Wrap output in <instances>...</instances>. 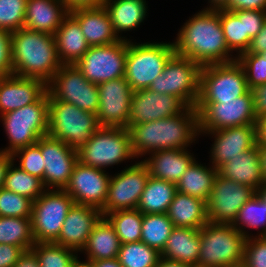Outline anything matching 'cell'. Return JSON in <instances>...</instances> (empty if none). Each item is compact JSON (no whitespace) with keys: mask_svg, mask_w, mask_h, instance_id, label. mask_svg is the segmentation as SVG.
Masks as SVG:
<instances>
[{"mask_svg":"<svg viewBox=\"0 0 266 267\" xmlns=\"http://www.w3.org/2000/svg\"><path fill=\"white\" fill-rule=\"evenodd\" d=\"M173 44L176 54L201 66L229 63L237 58L226 44L220 9H203L194 14L182 25Z\"/></svg>","mask_w":266,"mask_h":267,"instance_id":"1","label":"cell"},{"mask_svg":"<svg viewBox=\"0 0 266 267\" xmlns=\"http://www.w3.org/2000/svg\"><path fill=\"white\" fill-rule=\"evenodd\" d=\"M132 151L136 158L159 150L187 149L199 137L198 112L187 107L182 113L130 125Z\"/></svg>","mask_w":266,"mask_h":267,"instance_id":"2","label":"cell"},{"mask_svg":"<svg viewBox=\"0 0 266 267\" xmlns=\"http://www.w3.org/2000/svg\"><path fill=\"white\" fill-rule=\"evenodd\" d=\"M13 75L35 78L46 84L62 66L55 37L26 28L11 32Z\"/></svg>","mask_w":266,"mask_h":267,"instance_id":"3","label":"cell"},{"mask_svg":"<svg viewBox=\"0 0 266 267\" xmlns=\"http://www.w3.org/2000/svg\"><path fill=\"white\" fill-rule=\"evenodd\" d=\"M246 239L231 224L208 222L200 229L197 267H241Z\"/></svg>","mask_w":266,"mask_h":267,"instance_id":"4","label":"cell"},{"mask_svg":"<svg viewBox=\"0 0 266 267\" xmlns=\"http://www.w3.org/2000/svg\"><path fill=\"white\" fill-rule=\"evenodd\" d=\"M9 139L8 147L0 152L14 154L36 143L48 133L49 95L46 92L37 102L0 115Z\"/></svg>","mask_w":266,"mask_h":267,"instance_id":"5","label":"cell"},{"mask_svg":"<svg viewBox=\"0 0 266 267\" xmlns=\"http://www.w3.org/2000/svg\"><path fill=\"white\" fill-rule=\"evenodd\" d=\"M100 127L95 113L64 101L49 100L47 135L61 140L70 148L78 151Z\"/></svg>","mask_w":266,"mask_h":267,"instance_id":"6","label":"cell"},{"mask_svg":"<svg viewBox=\"0 0 266 267\" xmlns=\"http://www.w3.org/2000/svg\"><path fill=\"white\" fill-rule=\"evenodd\" d=\"M77 154L83 165L104 170L136 158L132 151L131 134L123 127L101 126Z\"/></svg>","mask_w":266,"mask_h":267,"instance_id":"7","label":"cell"},{"mask_svg":"<svg viewBox=\"0 0 266 267\" xmlns=\"http://www.w3.org/2000/svg\"><path fill=\"white\" fill-rule=\"evenodd\" d=\"M175 54L173 42L134 43L128 40L125 79L133 91L148 89Z\"/></svg>","mask_w":266,"mask_h":267,"instance_id":"8","label":"cell"},{"mask_svg":"<svg viewBox=\"0 0 266 267\" xmlns=\"http://www.w3.org/2000/svg\"><path fill=\"white\" fill-rule=\"evenodd\" d=\"M249 90L245 72L237 60L204 65L200 72V92L196 111L199 112L207 103L235 100Z\"/></svg>","mask_w":266,"mask_h":267,"instance_id":"9","label":"cell"},{"mask_svg":"<svg viewBox=\"0 0 266 267\" xmlns=\"http://www.w3.org/2000/svg\"><path fill=\"white\" fill-rule=\"evenodd\" d=\"M201 68L197 62L175 53L148 89L158 94L176 96L188 107H196L200 92Z\"/></svg>","mask_w":266,"mask_h":267,"instance_id":"10","label":"cell"},{"mask_svg":"<svg viewBox=\"0 0 266 267\" xmlns=\"http://www.w3.org/2000/svg\"><path fill=\"white\" fill-rule=\"evenodd\" d=\"M74 204L64 189H46L32 204L31 225L35 243L55 242Z\"/></svg>","mask_w":266,"mask_h":267,"instance_id":"11","label":"cell"},{"mask_svg":"<svg viewBox=\"0 0 266 267\" xmlns=\"http://www.w3.org/2000/svg\"><path fill=\"white\" fill-rule=\"evenodd\" d=\"M49 100H60L90 113H97V84L89 82L76 65H62L47 83Z\"/></svg>","mask_w":266,"mask_h":267,"instance_id":"12","label":"cell"},{"mask_svg":"<svg viewBox=\"0 0 266 267\" xmlns=\"http://www.w3.org/2000/svg\"><path fill=\"white\" fill-rule=\"evenodd\" d=\"M128 41L92 46L74 64L93 84L125 77Z\"/></svg>","mask_w":266,"mask_h":267,"instance_id":"13","label":"cell"},{"mask_svg":"<svg viewBox=\"0 0 266 267\" xmlns=\"http://www.w3.org/2000/svg\"><path fill=\"white\" fill-rule=\"evenodd\" d=\"M252 90L222 103H207L198 112L199 132L216 131L222 128L256 124Z\"/></svg>","mask_w":266,"mask_h":267,"instance_id":"14","label":"cell"},{"mask_svg":"<svg viewBox=\"0 0 266 267\" xmlns=\"http://www.w3.org/2000/svg\"><path fill=\"white\" fill-rule=\"evenodd\" d=\"M150 174L141 161L111 176L102 216L117 210L136 209Z\"/></svg>","mask_w":266,"mask_h":267,"instance_id":"15","label":"cell"},{"mask_svg":"<svg viewBox=\"0 0 266 267\" xmlns=\"http://www.w3.org/2000/svg\"><path fill=\"white\" fill-rule=\"evenodd\" d=\"M256 194V190L217 174L206 203L209 223L232 224L240 208Z\"/></svg>","mask_w":266,"mask_h":267,"instance_id":"16","label":"cell"},{"mask_svg":"<svg viewBox=\"0 0 266 267\" xmlns=\"http://www.w3.org/2000/svg\"><path fill=\"white\" fill-rule=\"evenodd\" d=\"M99 108L96 113L100 126L128 128L133 90L125 77L100 83Z\"/></svg>","mask_w":266,"mask_h":267,"instance_id":"17","label":"cell"},{"mask_svg":"<svg viewBox=\"0 0 266 267\" xmlns=\"http://www.w3.org/2000/svg\"><path fill=\"white\" fill-rule=\"evenodd\" d=\"M40 150L45 165L42 179L45 188L65 189L78 162L77 151L48 135L40 137Z\"/></svg>","mask_w":266,"mask_h":267,"instance_id":"18","label":"cell"},{"mask_svg":"<svg viewBox=\"0 0 266 267\" xmlns=\"http://www.w3.org/2000/svg\"><path fill=\"white\" fill-rule=\"evenodd\" d=\"M105 172L104 169L86 166L78 161L64 190L75 204L89 205L101 210L107 198L111 177Z\"/></svg>","mask_w":266,"mask_h":267,"instance_id":"19","label":"cell"},{"mask_svg":"<svg viewBox=\"0 0 266 267\" xmlns=\"http://www.w3.org/2000/svg\"><path fill=\"white\" fill-rule=\"evenodd\" d=\"M187 107L173 95L158 94L149 89L133 91L128 127L178 115Z\"/></svg>","mask_w":266,"mask_h":267,"instance_id":"20","label":"cell"},{"mask_svg":"<svg viewBox=\"0 0 266 267\" xmlns=\"http://www.w3.org/2000/svg\"><path fill=\"white\" fill-rule=\"evenodd\" d=\"M213 135L210 162L218 169L226 161L253 148L257 144L256 124L222 128L216 131L199 132V135Z\"/></svg>","mask_w":266,"mask_h":267,"instance_id":"21","label":"cell"},{"mask_svg":"<svg viewBox=\"0 0 266 267\" xmlns=\"http://www.w3.org/2000/svg\"><path fill=\"white\" fill-rule=\"evenodd\" d=\"M101 217L100 209L74 203L68 211L55 243L80 252Z\"/></svg>","mask_w":266,"mask_h":267,"instance_id":"22","label":"cell"},{"mask_svg":"<svg viewBox=\"0 0 266 267\" xmlns=\"http://www.w3.org/2000/svg\"><path fill=\"white\" fill-rule=\"evenodd\" d=\"M46 92L47 84L40 79L0 77V115L37 102Z\"/></svg>","mask_w":266,"mask_h":267,"instance_id":"23","label":"cell"},{"mask_svg":"<svg viewBox=\"0 0 266 267\" xmlns=\"http://www.w3.org/2000/svg\"><path fill=\"white\" fill-rule=\"evenodd\" d=\"M69 14L79 23L90 47L108 45L121 40L114 31L104 5L75 9Z\"/></svg>","mask_w":266,"mask_h":267,"instance_id":"24","label":"cell"},{"mask_svg":"<svg viewBox=\"0 0 266 267\" xmlns=\"http://www.w3.org/2000/svg\"><path fill=\"white\" fill-rule=\"evenodd\" d=\"M142 162L148 168L149 174L155 179L177 184L189 165L196 159L188 149L159 150Z\"/></svg>","mask_w":266,"mask_h":267,"instance_id":"25","label":"cell"},{"mask_svg":"<svg viewBox=\"0 0 266 267\" xmlns=\"http://www.w3.org/2000/svg\"><path fill=\"white\" fill-rule=\"evenodd\" d=\"M68 14L62 0H27L24 28L54 36Z\"/></svg>","mask_w":266,"mask_h":267,"instance_id":"26","label":"cell"},{"mask_svg":"<svg viewBox=\"0 0 266 267\" xmlns=\"http://www.w3.org/2000/svg\"><path fill=\"white\" fill-rule=\"evenodd\" d=\"M218 174L226 179L257 190L264 184L257 144L234 159L222 164L218 168Z\"/></svg>","mask_w":266,"mask_h":267,"instance_id":"27","label":"cell"},{"mask_svg":"<svg viewBox=\"0 0 266 267\" xmlns=\"http://www.w3.org/2000/svg\"><path fill=\"white\" fill-rule=\"evenodd\" d=\"M58 59L62 65H74L89 49L79 23L68 14L54 34Z\"/></svg>","mask_w":266,"mask_h":267,"instance_id":"28","label":"cell"},{"mask_svg":"<svg viewBox=\"0 0 266 267\" xmlns=\"http://www.w3.org/2000/svg\"><path fill=\"white\" fill-rule=\"evenodd\" d=\"M200 252V229L175 227L167 239L162 258L197 267Z\"/></svg>","mask_w":266,"mask_h":267,"instance_id":"29","label":"cell"},{"mask_svg":"<svg viewBox=\"0 0 266 267\" xmlns=\"http://www.w3.org/2000/svg\"><path fill=\"white\" fill-rule=\"evenodd\" d=\"M121 242L114 227L105 216L95 224L85 246L80 252H84L89 261L117 258Z\"/></svg>","mask_w":266,"mask_h":267,"instance_id":"30","label":"cell"},{"mask_svg":"<svg viewBox=\"0 0 266 267\" xmlns=\"http://www.w3.org/2000/svg\"><path fill=\"white\" fill-rule=\"evenodd\" d=\"M166 214L175 227L201 229L209 222L206 202L179 191Z\"/></svg>","mask_w":266,"mask_h":267,"instance_id":"31","label":"cell"},{"mask_svg":"<svg viewBox=\"0 0 266 267\" xmlns=\"http://www.w3.org/2000/svg\"><path fill=\"white\" fill-rule=\"evenodd\" d=\"M104 7L111 19L118 38L127 40L119 33L138 28L147 16L146 0H105Z\"/></svg>","mask_w":266,"mask_h":267,"instance_id":"32","label":"cell"},{"mask_svg":"<svg viewBox=\"0 0 266 267\" xmlns=\"http://www.w3.org/2000/svg\"><path fill=\"white\" fill-rule=\"evenodd\" d=\"M217 174L214 166L207 167L195 159L176 184L177 191L207 203Z\"/></svg>","mask_w":266,"mask_h":267,"instance_id":"33","label":"cell"},{"mask_svg":"<svg viewBox=\"0 0 266 267\" xmlns=\"http://www.w3.org/2000/svg\"><path fill=\"white\" fill-rule=\"evenodd\" d=\"M176 192V184L149 176L137 209L143 214L167 213Z\"/></svg>","mask_w":266,"mask_h":267,"instance_id":"34","label":"cell"},{"mask_svg":"<svg viewBox=\"0 0 266 267\" xmlns=\"http://www.w3.org/2000/svg\"><path fill=\"white\" fill-rule=\"evenodd\" d=\"M174 228L166 213L143 214L141 241L161 253Z\"/></svg>","mask_w":266,"mask_h":267,"instance_id":"35","label":"cell"},{"mask_svg":"<svg viewBox=\"0 0 266 267\" xmlns=\"http://www.w3.org/2000/svg\"><path fill=\"white\" fill-rule=\"evenodd\" d=\"M17 245L24 251L31 250L35 244L31 217L0 216V244Z\"/></svg>","mask_w":266,"mask_h":267,"instance_id":"36","label":"cell"},{"mask_svg":"<svg viewBox=\"0 0 266 267\" xmlns=\"http://www.w3.org/2000/svg\"><path fill=\"white\" fill-rule=\"evenodd\" d=\"M231 225L246 238L251 237L246 228L262 229L256 236H266V203L255 194L240 208Z\"/></svg>","mask_w":266,"mask_h":267,"instance_id":"37","label":"cell"},{"mask_svg":"<svg viewBox=\"0 0 266 267\" xmlns=\"http://www.w3.org/2000/svg\"><path fill=\"white\" fill-rule=\"evenodd\" d=\"M220 22L229 50L241 55L248 49V34H245L244 10L220 9Z\"/></svg>","mask_w":266,"mask_h":267,"instance_id":"38","label":"cell"},{"mask_svg":"<svg viewBox=\"0 0 266 267\" xmlns=\"http://www.w3.org/2000/svg\"><path fill=\"white\" fill-rule=\"evenodd\" d=\"M105 217L114 227L121 244L141 241L143 213L137 208L117 210Z\"/></svg>","mask_w":266,"mask_h":267,"instance_id":"39","label":"cell"},{"mask_svg":"<svg viewBox=\"0 0 266 267\" xmlns=\"http://www.w3.org/2000/svg\"><path fill=\"white\" fill-rule=\"evenodd\" d=\"M31 251L40 267H75L80 262L77 251L55 242L35 243Z\"/></svg>","mask_w":266,"mask_h":267,"instance_id":"40","label":"cell"},{"mask_svg":"<svg viewBox=\"0 0 266 267\" xmlns=\"http://www.w3.org/2000/svg\"><path fill=\"white\" fill-rule=\"evenodd\" d=\"M13 161L6 173L4 188L25 196L33 202L46 190L42 179L14 166Z\"/></svg>","mask_w":266,"mask_h":267,"instance_id":"41","label":"cell"},{"mask_svg":"<svg viewBox=\"0 0 266 267\" xmlns=\"http://www.w3.org/2000/svg\"><path fill=\"white\" fill-rule=\"evenodd\" d=\"M161 254L142 241L121 244L118 260L122 267H156Z\"/></svg>","mask_w":266,"mask_h":267,"instance_id":"42","label":"cell"},{"mask_svg":"<svg viewBox=\"0 0 266 267\" xmlns=\"http://www.w3.org/2000/svg\"><path fill=\"white\" fill-rule=\"evenodd\" d=\"M33 201L25 196L0 188V216L31 217Z\"/></svg>","mask_w":266,"mask_h":267,"instance_id":"43","label":"cell"},{"mask_svg":"<svg viewBox=\"0 0 266 267\" xmlns=\"http://www.w3.org/2000/svg\"><path fill=\"white\" fill-rule=\"evenodd\" d=\"M27 0H0V29L14 32L24 28Z\"/></svg>","mask_w":266,"mask_h":267,"instance_id":"44","label":"cell"},{"mask_svg":"<svg viewBox=\"0 0 266 267\" xmlns=\"http://www.w3.org/2000/svg\"><path fill=\"white\" fill-rule=\"evenodd\" d=\"M237 62L245 72L248 88L266 84V60L259 53L244 52L238 55Z\"/></svg>","mask_w":266,"mask_h":267,"instance_id":"45","label":"cell"},{"mask_svg":"<svg viewBox=\"0 0 266 267\" xmlns=\"http://www.w3.org/2000/svg\"><path fill=\"white\" fill-rule=\"evenodd\" d=\"M12 156L14 160L16 157L20 159L18 165L22 170L43 179L45 165L40 150V138L36 143L17 150Z\"/></svg>","mask_w":266,"mask_h":267,"instance_id":"46","label":"cell"},{"mask_svg":"<svg viewBox=\"0 0 266 267\" xmlns=\"http://www.w3.org/2000/svg\"><path fill=\"white\" fill-rule=\"evenodd\" d=\"M241 267H266V236H251L246 239Z\"/></svg>","mask_w":266,"mask_h":267,"instance_id":"47","label":"cell"},{"mask_svg":"<svg viewBox=\"0 0 266 267\" xmlns=\"http://www.w3.org/2000/svg\"><path fill=\"white\" fill-rule=\"evenodd\" d=\"M13 75L11 33L0 29V77Z\"/></svg>","mask_w":266,"mask_h":267,"instance_id":"48","label":"cell"},{"mask_svg":"<svg viewBox=\"0 0 266 267\" xmlns=\"http://www.w3.org/2000/svg\"><path fill=\"white\" fill-rule=\"evenodd\" d=\"M266 20V11L244 10L245 34H248V48L251 39L262 29Z\"/></svg>","mask_w":266,"mask_h":267,"instance_id":"49","label":"cell"},{"mask_svg":"<svg viewBox=\"0 0 266 267\" xmlns=\"http://www.w3.org/2000/svg\"><path fill=\"white\" fill-rule=\"evenodd\" d=\"M24 250L17 245L0 244V267H13Z\"/></svg>","mask_w":266,"mask_h":267,"instance_id":"50","label":"cell"},{"mask_svg":"<svg viewBox=\"0 0 266 267\" xmlns=\"http://www.w3.org/2000/svg\"><path fill=\"white\" fill-rule=\"evenodd\" d=\"M224 9L229 11H238V10L266 11V0H229Z\"/></svg>","mask_w":266,"mask_h":267,"instance_id":"51","label":"cell"},{"mask_svg":"<svg viewBox=\"0 0 266 267\" xmlns=\"http://www.w3.org/2000/svg\"><path fill=\"white\" fill-rule=\"evenodd\" d=\"M252 94L257 119L266 117V84L256 86L252 89Z\"/></svg>","mask_w":266,"mask_h":267,"instance_id":"52","label":"cell"},{"mask_svg":"<svg viewBox=\"0 0 266 267\" xmlns=\"http://www.w3.org/2000/svg\"><path fill=\"white\" fill-rule=\"evenodd\" d=\"M266 51V20L260 32L251 39L247 53H263Z\"/></svg>","mask_w":266,"mask_h":267,"instance_id":"53","label":"cell"},{"mask_svg":"<svg viewBox=\"0 0 266 267\" xmlns=\"http://www.w3.org/2000/svg\"><path fill=\"white\" fill-rule=\"evenodd\" d=\"M66 9L70 12L79 8H90L102 6L105 0H62Z\"/></svg>","mask_w":266,"mask_h":267,"instance_id":"54","label":"cell"},{"mask_svg":"<svg viewBox=\"0 0 266 267\" xmlns=\"http://www.w3.org/2000/svg\"><path fill=\"white\" fill-rule=\"evenodd\" d=\"M13 267H40L36 255L31 251H24Z\"/></svg>","mask_w":266,"mask_h":267,"instance_id":"55","label":"cell"},{"mask_svg":"<svg viewBox=\"0 0 266 267\" xmlns=\"http://www.w3.org/2000/svg\"><path fill=\"white\" fill-rule=\"evenodd\" d=\"M14 161L11 154L0 152V188L4 186L6 173L10 164Z\"/></svg>","mask_w":266,"mask_h":267,"instance_id":"56","label":"cell"},{"mask_svg":"<svg viewBox=\"0 0 266 267\" xmlns=\"http://www.w3.org/2000/svg\"><path fill=\"white\" fill-rule=\"evenodd\" d=\"M257 145H266V117L256 122Z\"/></svg>","mask_w":266,"mask_h":267,"instance_id":"57","label":"cell"},{"mask_svg":"<svg viewBox=\"0 0 266 267\" xmlns=\"http://www.w3.org/2000/svg\"><path fill=\"white\" fill-rule=\"evenodd\" d=\"M90 267H122L118 258L89 261Z\"/></svg>","mask_w":266,"mask_h":267,"instance_id":"58","label":"cell"},{"mask_svg":"<svg viewBox=\"0 0 266 267\" xmlns=\"http://www.w3.org/2000/svg\"><path fill=\"white\" fill-rule=\"evenodd\" d=\"M259 156H260V164L261 171L264 183H266V145H257Z\"/></svg>","mask_w":266,"mask_h":267,"instance_id":"59","label":"cell"},{"mask_svg":"<svg viewBox=\"0 0 266 267\" xmlns=\"http://www.w3.org/2000/svg\"><path fill=\"white\" fill-rule=\"evenodd\" d=\"M156 267H193V266L160 257Z\"/></svg>","mask_w":266,"mask_h":267,"instance_id":"60","label":"cell"},{"mask_svg":"<svg viewBox=\"0 0 266 267\" xmlns=\"http://www.w3.org/2000/svg\"><path fill=\"white\" fill-rule=\"evenodd\" d=\"M228 1L229 0H209L208 3H210V5L205 9H212V10L224 9Z\"/></svg>","mask_w":266,"mask_h":267,"instance_id":"61","label":"cell"},{"mask_svg":"<svg viewBox=\"0 0 266 267\" xmlns=\"http://www.w3.org/2000/svg\"><path fill=\"white\" fill-rule=\"evenodd\" d=\"M256 194L266 203V183L261 185L257 190Z\"/></svg>","mask_w":266,"mask_h":267,"instance_id":"62","label":"cell"},{"mask_svg":"<svg viewBox=\"0 0 266 267\" xmlns=\"http://www.w3.org/2000/svg\"><path fill=\"white\" fill-rule=\"evenodd\" d=\"M75 267H90L88 264L83 263V261L79 262Z\"/></svg>","mask_w":266,"mask_h":267,"instance_id":"63","label":"cell"},{"mask_svg":"<svg viewBox=\"0 0 266 267\" xmlns=\"http://www.w3.org/2000/svg\"><path fill=\"white\" fill-rule=\"evenodd\" d=\"M259 54L262 56V58H264V60H266V51L263 53H259Z\"/></svg>","mask_w":266,"mask_h":267,"instance_id":"64","label":"cell"}]
</instances>
